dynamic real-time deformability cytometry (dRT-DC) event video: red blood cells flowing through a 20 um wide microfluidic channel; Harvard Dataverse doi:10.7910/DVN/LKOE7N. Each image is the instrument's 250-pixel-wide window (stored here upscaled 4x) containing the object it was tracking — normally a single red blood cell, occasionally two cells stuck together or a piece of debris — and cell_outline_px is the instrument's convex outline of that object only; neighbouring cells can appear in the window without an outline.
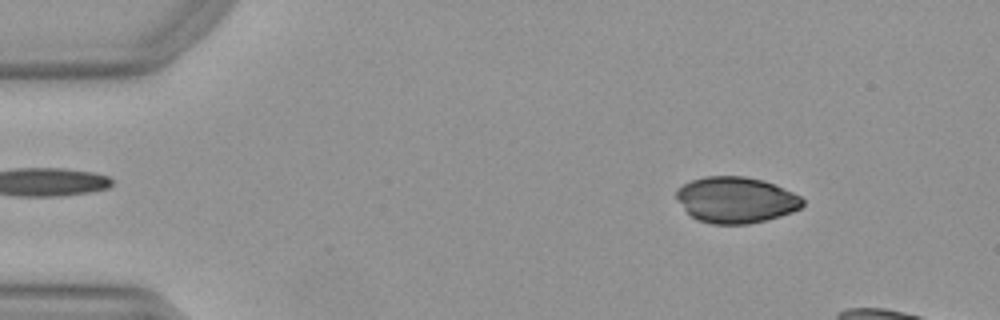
{"species": "Egyptian fruit bat (a non-hibernating species)", "species_latin": "Rousettus aegyptiacus", "temperature_condition": "warm", "stored_images_in_passage": 45, "camera_frame_rate_fps": 3000, "um_per_image_px": 0.085, "animal": {"sex": "female"}, "frame": {"image": 1, "passage_image": 6, "time_ms": 1.667, "image_size_px": [1000, 320], "cell_outline_px": [[804, 204], [800, 208], [792, 212], [780, 216], [748, 224], [712, 224], [696, 220], [684, 208], [676, 196], [676, 188], [692, 180], [704, 176], [744, 176], [764, 180], [792, 192], [800, 196], [804, 200]], "centroid_in_image_um": [62.55, 16.99], "position_along_channel_um": 22.5, "area_um2": 33.81}}
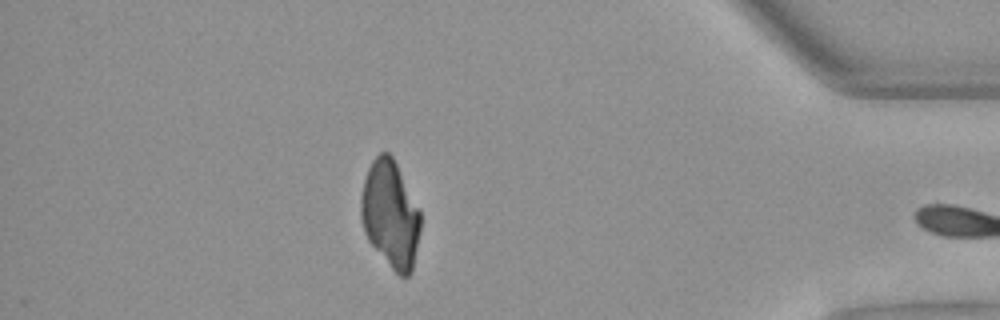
{"frame": {"image": 2, "passage_image": 44, "time_ms": 14.333, "image_size_px": [1000, 320], "cell_outline_px": [[420, 232], [412, 272], [408, 276], [400, 276], [392, 268], [368, 240], [364, 232], [360, 216], [360, 200], [364, 180], [368, 168], [372, 160], [380, 152], [388, 152], [392, 156], [420, 212]], "centroid_in_image_um": [33.16, 18.22], "position_along_channel_um": 402.0, "area_um2": 36.76}}